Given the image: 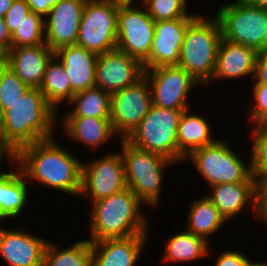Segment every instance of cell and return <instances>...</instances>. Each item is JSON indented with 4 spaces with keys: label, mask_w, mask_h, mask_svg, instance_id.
I'll list each match as a JSON object with an SVG mask.
<instances>
[{
    "label": "cell",
    "mask_w": 267,
    "mask_h": 266,
    "mask_svg": "<svg viewBox=\"0 0 267 266\" xmlns=\"http://www.w3.org/2000/svg\"><path fill=\"white\" fill-rule=\"evenodd\" d=\"M48 241L17 229L0 228V255L9 266H43Z\"/></svg>",
    "instance_id": "cell-17"
},
{
    "label": "cell",
    "mask_w": 267,
    "mask_h": 266,
    "mask_svg": "<svg viewBox=\"0 0 267 266\" xmlns=\"http://www.w3.org/2000/svg\"><path fill=\"white\" fill-rule=\"evenodd\" d=\"M29 88L8 66L0 69V103L3 111L9 108V104L21 99Z\"/></svg>",
    "instance_id": "cell-33"
},
{
    "label": "cell",
    "mask_w": 267,
    "mask_h": 266,
    "mask_svg": "<svg viewBox=\"0 0 267 266\" xmlns=\"http://www.w3.org/2000/svg\"><path fill=\"white\" fill-rule=\"evenodd\" d=\"M92 203L90 242L147 234L143 202L129 188Z\"/></svg>",
    "instance_id": "cell-3"
},
{
    "label": "cell",
    "mask_w": 267,
    "mask_h": 266,
    "mask_svg": "<svg viewBox=\"0 0 267 266\" xmlns=\"http://www.w3.org/2000/svg\"><path fill=\"white\" fill-rule=\"evenodd\" d=\"M189 215L187 216L188 232L208 240V236L217 231L225 218L220 214L219 209L207 197H200L193 201L189 207Z\"/></svg>",
    "instance_id": "cell-27"
},
{
    "label": "cell",
    "mask_w": 267,
    "mask_h": 266,
    "mask_svg": "<svg viewBox=\"0 0 267 266\" xmlns=\"http://www.w3.org/2000/svg\"><path fill=\"white\" fill-rule=\"evenodd\" d=\"M30 7V10L34 13L46 17L49 11L53 7L47 0H24Z\"/></svg>",
    "instance_id": "cell-40"
},
{
    "label": "cell",
    "mask_w": 267,
    "mask_h": 266,
    "mask_svg": "<svg viewBox=\"0 0 267 266\" xmlns=\"http://www.w3.org/2000/svg\"><path fill=\"white\" fill-rule=\"evenodd\" d=\"M253 149L251 151V174L256 181L267 177V131L256 124L253 132Z\"/></svg>",
    "instance_id": "cell-32"
},
{
    "label": "cell",
    "mask_w": 267,
    "mask_h": 266,
    "mask_svg": "<svg viewBox=\"0 0 267 266\" xmlns=\"http://www.w3.org/2000/svg\"><path fill=\"white\" fill-rule=\"evenodd\" d=\"M4 155H6V157H8L10 161L14 160V162H17L18 152L0 136V161L2 160V157H4ZM5 174L7 173H0V176H3Z\"/></svg>",
    "instance_id": "cell-41"
},
{
    "label": "cell",
    "mask_w": 267,
    "mask_h": 266,
    "mask_svg": "<svg viewBox=\"0 0 267 266\" xmlns=\"http://www.w3.org/2000/svg\"><path fill=\"white\" fill-rule=\"evenodd\" d=\"M3 114H4V111H3L1 103H0V128L2 126Z\"/></svg>",
    "instance_id": "cell-50"
},
{
    "label": "cell",
    "mask_w": 267,
    "mask_h": 266,
    "mask_svg": "<svg viewBox=\"0 0 267 266\" xmlns=\"http://www.w3.org/2000/svg\"><path fill=\"white\" fill-rule=\"evenodd\" d=\"M54 52L47 44L11 47L7 66L30 88H40Z\"/></svg>",
    "instance_id": "cell-18"
},
{
    "label": "cell",
    "mask_w": 267,
    "mask_h": 266,
    "mask_svg": "<svg viewBox=\"0 0 267 266\" xmlns=\"http://www.w3.org/2000/svg\"><path fill=\"white\" fill-rule=\"evenodd\" d=\"M54 55L64 65L74 93L95 87L98 55L76 44L63 46Z\"/></svg>",
    "instance_id": "cell-21"
},
{
    "label": "cell",
    "mask_w": 267,
    "mask_h": 266,
    "mask_svg": "<svg viewBox=\"0 0 267 266\" xmlns=\"http://www.w3.org/2000/svg\"><path fill=\"white\" fill-rule=\"evenodd\" d=\"M252 6L267 9V0H244Z\"/></svg>",
    "instance_id": "cell-46"
},
{
    "label": "cell",
    "mask_w": 267,
    "mask_h": 266,
    "mask_svg": "<svg viewBox=\"0 0 267 266\" xmlns=\"http://www.w3.org/2000/svg\"><path fill=\"white\" fill-rule=\"evenodd\" d=\"M212 193L205 195L219 209L225 220L239 214L250 202L257 214V182H238L211 186Z\"/></svg>",
    "instance_id": "cell-22"
},
{
    "label": "cell",
    "mask_w": 267,
    "mask_h": 266,
    "mask_svg": "<svg viewBox=\"0 0 267 266\" xmlns=\"http://www.w3.org/2000/svg\"><path fill=\"white\" fill-rule=\"evenodd\" d=\"M216 17L223 39L256 50L260 47L267 31V9L238 0L222 5Z\"/></svg>",
    "instance_id": "cell-8"
},
{
    "label": "cell",
    "mask_w": 267,
    "mask_h": 266,
    "mask_svg": "<svg viewBox=\"0 0 267 266\" xmlns=\"http://www.w3.org/2000/svg\"><path fill=\"white\" fill-rule=\"evenodd\" d=\"M141 8L140 5L119 7L116 48L143 63L149 57L155 21L149 16L145 6Z\"/></svg>",
    "instance_id": "cell-11"
},
{
    "label": "cell",
    "mask_w": 267,
    "mask_h": 266,
    "mask_svg": "<svg viewBox=\"0 0 267 266\" xmlns=\"http://www.w3.org/2000/svg\"><path fill=\"white\" fill-rule=\"evenodd\" d=\"M0 45L7 51L11 48V33L5 23L4 18L0 17Z\"/></svg>",
    "instance_id": "cell-42"
},
{
    "label": "cell",
    "mask_w": 267,
    "mask_h": 266,
    "mask_svg": "<svg viewBox=\"0 0 267 266\" xmlns=\"http://www.w3.org/2000/svg\"><path fill=\"white\" fill-rule=\"evenodd\" d=\"M183 111L177 129V162L184 160L192 151L210 145L216 141L211 138L210 127L205 119Z\"/></svg>",
    "instance_id": "cell-23"
},
{
    "label": "cell",
    "mask_w": 267,
    "mask_h": 266,
    "mask_svg": "<svg viewBox=\"0 0 267 266\" xmlns=\"http://www.w3.org/2000/svg\"><path fill=\"white\" fill-rule=\"evenodd\" d=\"M256 216L267 222V177L257 181V214Z\"/></svg>",
    "instance_id": "cell-37"
},
{
    "label": "cell",
    "mask_w": 267,
    "mask_h": 266,
    "mask_svg": "<svg viewBox=\"0 0 267 266\" xmlns=\"http://www.w3.org/2000/svg\"><path fill=\"white\" fill-rule=\"evenodd\" d=\"M252 94L255 103L250 111V120L253 124H259L265 117H267V84L254 83Z\"/></svg>",
    "instance_id": "cell-35"
},
{
    "label": "cell",
    "mask_w": 267,
    "mask_h": 266,
    "mask_svg": "<svg viewBox=\"0 0 267 266\" xmlns=\"http://www.w3.org/2000/svg\"><path fill=\"white\" fill-rule=\"evenodd\" d=\"M164 250L166 262H189L204 257L209 252V245L204 238L186 230L170 237Z\"/></svg>",
    "instance_id": "cell-29"
},
{
    "label": "cell",
    "mask_w": 267,
    "mask_h": 266,
    "mask_svg": "<svg viewBox=\"0 0 267 266\" xmlns=\"http://www.w3.org/2000/svg\"><path fill=\"white\" fill-rule=\"evenodd\" d=\"M190 159L209 186L218 184L257 182L240 157L222 140L192 151Z\"/></svg>",
    "instance_id": "cell-7"
},
{
    "label": "cell",
    "mask_w": 267,
    "mask_h": 266,
    "mask_svg": "<svg viewBox=\"0 0 267 266\" xmlns=\"http://www.w3.org/2000/svg\"><path fill=\"white\" fill-rule=\"evenodd\" d=\"M203 17L198 15L189 24L181 46L178 66L184 68L199 84L207 85L215 72L222 32L217 17L213 20Z\"/></svg>",
    "instance_id": "cell-4"
},
{
    "label": "cell",
    "mask_w": 267,
    "mask_h": 266,
    "mask_svg": "<svg viewBox=\"0 0 267 266\" xmlns=\"http://www.w3.org/2000/svg\"><path fill=\"white\" fill-rule=\"evenodd\" d=\"M44 22V17L31 11L11 34V47L46 44Z\"/></svg>",
    "instance_id": "cell-31"
},
{
    "label": "cell",
    "mask_w": 267,
    "mask_h": 266,
    "mask_svg": "<svg viewBox=\"0 0 267 266\" xmlns=\"http://www.w3.org/2000/svg\"><path fill=\"white\" fill-rule=\"evenodd\" d=\"M19 168L0 176V219L15 218L26 205L28 183L25 175Z\"/></svg>",
    "instance_id": "cell-25"
},
{
    "label": "cell",
    "mask_w": 267,
    "mask_h": 266,
    "mask_svg": "<svg viewBox=\"0 0 267 266\" xmlns=\"http://www.w3.org/2000/svg\"><path fill=\"white\" fill-rule=\"evenodd\" d=\"M258 52L256 49L221 39L213 79L253 78Z\"/></svg>",
    "instance_id": "cell-20"
},
{
    "label": "cell",
    "mask_w": 267,
    "mask_h": 266,
    "mask_svg": "<svg viewBox=\"0 0 267 266\" xmlns=\"http://www.w3.org/2000/svg\"><path fill=\"white\" fill-rule=\"evenodd\" d=\"M112 5L123 7V6H134L133 0H106Z\"/></svg>",
    "instance_id": "cell-45"
},
{
    "label": "cell",
    "mask_w": 267,
    "mask_h": 266,
    "mask_svg": "<svg viewBox=\"0 0 267 266\" xmlns=\"http://www.w3.org/2000/svg\"><path fill=\"white\" fill-rule=\"evenodd\" d=\"M64 130L66 135L75 141H81L92 149L102 145L112 137L113 130L110 119H98L91 117H63Z\"/></svg>",
    "instance_id": "cell-24"
},
{
    "label": "cell",
    "mask_w": 267,
    "mask_h": 266,
    "mask_svg": "<svg viewBox=\"0 0 267 266\" xmlns=\"http://www.w3.org/2000/svg\"><path fill=\"white\" fill-rule=\"evenodd\" d=\"M30 12V7L24 0H14L12 6L4 16L5 23L11 34Z\"/></svg>",
    "instance_id": "cell-36"
},
{
    "label": "cell",
    "mask_w": 267,
    "mask_h": 266,
    "mask_svg": "<svg viewBox=\"0 0 267 266\" xmlns=\"http://www.w3.org/2000/svg\"><path fill=\"white\" fill-rule=\"evenodd\" d=\"M258 54L267 53V31L263 36L262 43L260 47L257 49Z\"/></svg>",
    "instance_id": "cell-47"
},
{
    "label": "cell",
    "mask_w": 267,
    "mask_h": 266,
    "mask_svg": "<svg viewBox=\"0 0 267 266\" xmlns=\"http://www.w3.org/2000/svg\"><path fill=\"white\" fill-rule=\"evenodd\" d=\"M126 188L125 166L121 153H111L100 160L82 163L79 195L89 196L94 202Z\"/></svg>",
    "instance_id": "cell-13"
},
{
    "label": "cell",
    "mask_w": 267,
    "mask_h": 266,
    "mask_svg": "<svg viewBox=\"0 0 267 266\" xmlns=\"http://www.w3.org/2000/svg\"><path fill=\"white\" fill-rule=\"evenodd\" d=\"M8 51L0 45V69L7 66Z\"/></svg>",
    "instance_id": "cell-44"
},
{
    "label": "cell",
    "mask_w": 267,
    "mask_h": 266,
    "mask_svg": "<svg viewBox=\"0 0 267 266\" xmlns=\"http://www.w3.org/2000/svg\"><path fill=\"white\" fill-rule=\"evenodd\" d=\"M118 10L106 0H86L76 45L96 55L116 49Z\"/></svg>",
    "instance_id": "cell-9"
},
{
    "label": "cell",
    "mask_w": 267,
    "mask_h": 266,
    "mask_svg": "<svg viewBox=\"0 0 267 266\" xmlns=\"http://www.w3.org/2000/svg\"><path fill=\"white\" fill-rule=\"evenodd\" d=\"M147 234L91 242L92 266H135Z\"/></svg>",
    "instance_id": "cell-19"
},
{
    "label": "cell",
    "mask_w": 267,
    "mask_h": 266,
    "mask_svg": "<svg viewBox=\"0 0 267 266\" xmlns=\"http://www.w3.org/2000/svg\"><path fill=\"white\" fill-rule=\"evenodd\" d=\"M245 266H267V264L262 263V262L261 263H258V262L253 263V262L249 261V259H248Z\"/></svg>",
    "instance_id": "cell-48"
},
{
    "label": "cell",
    "mask_w": 267,
    "mask_h": 266,
    "mask_svg": "<svg viewBox=\"0 0 267 266\" xmlns=\"http://www.w3.org/2000/svg\"><path fill=\"white\" fill-rule=\"evenodd\" d=\"M196 17L186 15L183 18L156 21L151 50L142 63L143 68L178 65L185 32Z\"/></svg>",
    "instance_id": "cell-15"
},
{
    "label": "cell",
    "mask_w": 267,
    "mask_h": 266,
    "mask_svg": "<svg viewBox=\"0 0 267 266\" xmlns=\"http://www.w3.org/2000/svg\"><path fill=\"white\" fill-rule=\"evenodd\" d=\"M43 266H92V250L89 239L80 240L72 247L58 249L55 243H47Z\"/></svg>",
    "instance_id": "cell-30"
},
{
    "label": "cell",
    "mask_w": 267,
    "mask_h": 266,
    "mask_svg": "<svg viewBox=\"0 0 267 266\" xmlns=\"http://www.w3.org/2000/svg\"><path fill=\"white\" fill-rule=\"evenodd\" d=\"M26 179L68 194L81 191L82 161L60 147L53 138L22 147L17 163Z\"/></svg>",
    "instance_id": "cell-1"
},
{
    "label": "cell",
    "mask_w": 267,
    "mask_h": 266,
    "mask_svg": "<svg viewBox=\"0 0 267 266\" xmlns=\"http://www.w3.org/2000/svg\"><path fill=\"white\" fill-rule=\"evenodd\" d=\"M85 3L86 0H60L49 11L44 22L45 43L53 52L76 44Z\"/></svg>",
    "instance_id": "cell-16"
},
{
    "label": "cell",
    "mask_w": 267,
    "mask_h": 266,
    "mask_svg": "<svg viewBox=\"0 0 267 266\" xmlns=\"http://www.w3.org/2000/svg\"><path fill=\"white\" fill-rule=\"evenodd\" d=\"M69 103L73 109L64 117L110 119L111 94L96 86L75 93Z\"/></svg>",
    "instance_id": "cell-28"
},
{
    "label": "cell",
    "mask_w": 267,
    "mask_h": 266,
    "mask_svg": "<svg viewBox=\"0 0 267 266\" xmlns=\"http://www.w3.org/2000/svg\"><path fill=\"white\" fill-rule=\"evenodd\" d=\"M186 0H144L149 16L156 22L183 18L187 14Z\"/></svg>",
    "instance_id": "cell-34"
},
{
    "label": "cell",
    "mask_w": 267,
    "mask_h": 266,
    "mask_svg": "<svg viewBox=\"0 0 267 266\" xmlns=\"http://www.w3.org/2000/svg\"><path fill=\"white\" fill-rule=\"evenodd\" d=\"M253 79L255 83L267 84V53L257 55Z\"/></svg>",
    "instance_id": "cell-39"
},
{
    "label": "cell",
    "mask_w": 267,
    "mask_h": 266,
    "mask_svg": "<svg viewBox=\"0 0 267 266\" xmlns=\"http://www.w3.org/2000/svg\"><path fill=\"white\" fill-rule=\"evenodd\" d=\"M56 113L39 88H29L4 110L0 136L17 152L26 145L53 138Z\"/></svg>",
    "instance_id": "cell-2"
},
{
    "label": "cell",
    "mask_w": 267,
    "mask_h": 266,
    "mask_svg": "<svg viewBox=\"0 0 267 266\" xmlns=\"http://www.w3.org/2000/svg\"><path fill=\"white\" fill-rule=\"evenodd\" d=\"M52 6H55L60 0H47Z\"/></svg>",
    "instance_id": "cell-51"
},
{
    "label": "cell",
    "mask_w": 267,
    "mask_h": 266,
    "mask_svg": "<svg viewBox=\"0 0 267 266\" xmlns=\"http://www.w3.org/2000/svg\"><path fill=\"white\" fill-rule=\"evenodd\" d=\"M14 0H0V17L4 18L5 14L8 12L12 6Z\"/></svg>",
    "instance_id": "cell-43"
},
{
    "label": "cell",
    "mask_w": 267,
    "mask_h": 266,
    "mask_svg": "<svg viewBox=\"0 0 267 266\" xmlns=\"http://www.w3.org/2000/svg\"><path fill=\"white\" fill-rule=\"evenodd\" d=\"M150 85L143 75L134 84L111 94L110 120L115 134L127 139L152 106Z\"/></svg>",
    "instance_id": "cell-10"
},
{
    "label": "cell",
    "mask_w": 267,
    "mask_h": 266,
    "mask_svg": "<svg viewBox=\"0 0 267 266\" xmlns=\"http://www.w3.org/2000/svg\"><path fill=\"white\" fill-rule=\"evenodd\" d=\"M120 141L127 188L144 204L155 206L164 180L163 170L176 162L159 154L141 150L126 139Z\"/></svg>",
    "instance_id": "cell-5"
},
{
    "label": "cell",
    "mask_w": 267,
    "mask_h": 266,
    "mask_svg": "<svg viewBox=\"0 0 267 266\" xmlns=\"http://www.w3.org/2000/svg\"><path fill=\"white\" fill-rule=\"evenodd\" d=\"M144 75L150 85L152 104L167 109H189L187 94L200 85L178 65L144 69Z\"/></svg>",
    "instance_id": "cell-12"
},
{
    "label": "cell",
    "mask_w": 267,
    "mask_h": 266,
    "mask_svg": "<svg viewBox=\"0 0 267 266\" xmlns=\"http://www.w3.org/2000/svg\"><path fill=\"white\" fill-rule=\"evenodd\" d=\"M184 110L152 105L140 125L126 139L133 146L177 161V129Z\"/></svg>",
    "instance_id": "cell-6"
},
{
    "label": "cell",
    "mask_w": 267,
    "mask_h": 266,
    "mask_svg": "<svg viewBox=\"0 0 267 266\" xmlns=\"http://www.w3.org/2000/svg\"><path fill=\"white\" fill-rule=\"evenodd\" d=\"M267 131V117L259 123Z\"/></svg>",
    "instance_id": "cell-49"
},
{
    "label": "cell",
    "mask_w": 267,
    "mask_h": 266,
    "mask_svg": "<svg viewBox=\"0 0 267 266\" xmlns=\"http://www.w3.org/2000/svg\"><path fill=\"white\" fill-rule=\"evenodd\" d=\"M248 258L239 251H225L218 255L216 266H245Z\"/></svg>",
    "instance_id": "cell-38"
},
{
    "label": "cell",
    "mask_w": 267,
    "mask_h": 266,
    "mask_svg": "<svg viewBox=\"0 0 267 266\" xmlns=\"http://www.w3.org/2000/svg\"><path fill=\"white\" fill-rule=\"evenodd\" d=\"M143 75L142 63L124 51L116 48L98 55L95 86L109 94L134 84Z\"/></svg>",
    "instance_id": "cell-14"
},
{
    "label": "cell",
    "mask_w": 267,
    "mask_h": 266,
    "mask_svg": "<svg viewBox=\"0 0 267 266\" xmlns=\"http://www.w3.org/2000/svg\"><path fill=\"white\" fill-rule=\"evenodd\" d=\"M55 55L48 62L40 91L45 97L47 103L57 112V106L64 99L71 101L75 94L70 85V79L64 68V65L58 61ZM56 61V62H55Z\"/></svg>",
    "instance_id": "cell-26"
}]
</instances>
